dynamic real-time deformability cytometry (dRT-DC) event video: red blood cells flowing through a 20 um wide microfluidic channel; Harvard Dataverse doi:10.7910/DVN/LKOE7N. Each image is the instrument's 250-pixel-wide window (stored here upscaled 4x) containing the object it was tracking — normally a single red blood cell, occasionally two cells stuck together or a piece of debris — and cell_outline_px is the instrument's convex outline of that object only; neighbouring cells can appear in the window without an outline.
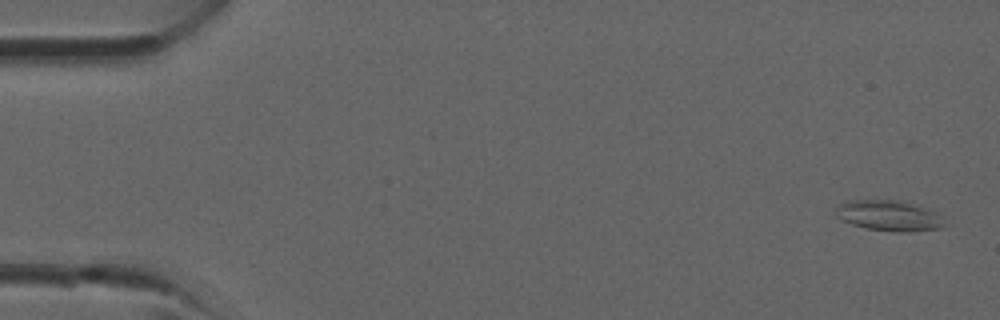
{"species": "common noctule bat (a hibernating species)", "species_latin": "Nyctalus noctula", "temperature_condition": "room temperature", "stored_images_in_passage": 39, "camera_frame_rate_fps": 3000, "um_per_image_px": 0.085, "animal": {"sex": "male", "forearm_length_mm": 52.5}, "frame": {"image": 1, "passage_image": 2, "time_ms": 0.333, "image_size_px": [1000, 320], "cell_outline_px": [[948, 224], [944, 228], [908, 232], [900, 232], [864, 228], [840, 220], [836, 216], [836, 212], [840, 204], [844, 200], [896, 200], [916, 204], [936, 212]], "centroid_in_image_um": [75.6, 18.34], "position_along_channel_um": 9.4, "area_um2": 19.59}}
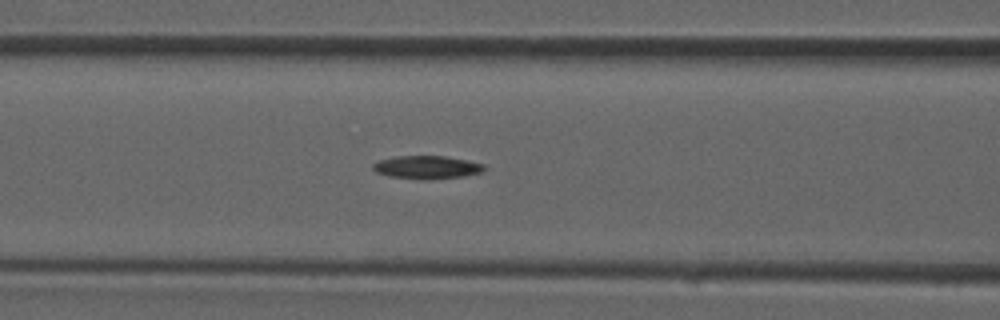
{"frame": {"image": 2, "passage_image": 16, "time_ms": 5.0, "image_size_px": [1000, 320], "cell_outline_px": [[488, 168], [480, 172], [464, 176], [388, 176], [376, 172], [372, 168], [372, 164], [380, 160], [396, 156], [444, 156], [468, 160], [484, 164]], "centroid_in_image_um": [36.3, 14.15], "position_along_channel_um": 130.3, "area_um2": 13.93}}
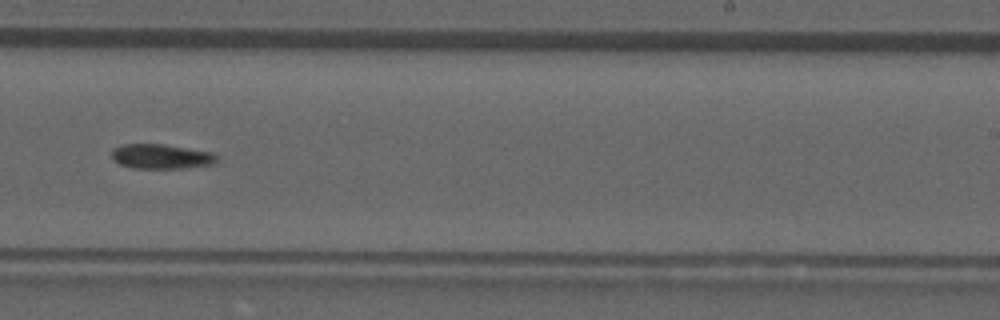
{"frame": {"image": 3, "passage_image": 24, "time_ms": 7.667, "image_size_px": [1000, 320], "cell_outline_px": [[216, 164], [184, 168], [132, 168], [120, 164], [112, 160], [112, 148], [120, 144], [164, 144], [212, 152], [216, 156]], "centroid_in_image_um": [13.67, 13.3], "position_along_channel_um": 275.3, "area_um2": 15.26}}